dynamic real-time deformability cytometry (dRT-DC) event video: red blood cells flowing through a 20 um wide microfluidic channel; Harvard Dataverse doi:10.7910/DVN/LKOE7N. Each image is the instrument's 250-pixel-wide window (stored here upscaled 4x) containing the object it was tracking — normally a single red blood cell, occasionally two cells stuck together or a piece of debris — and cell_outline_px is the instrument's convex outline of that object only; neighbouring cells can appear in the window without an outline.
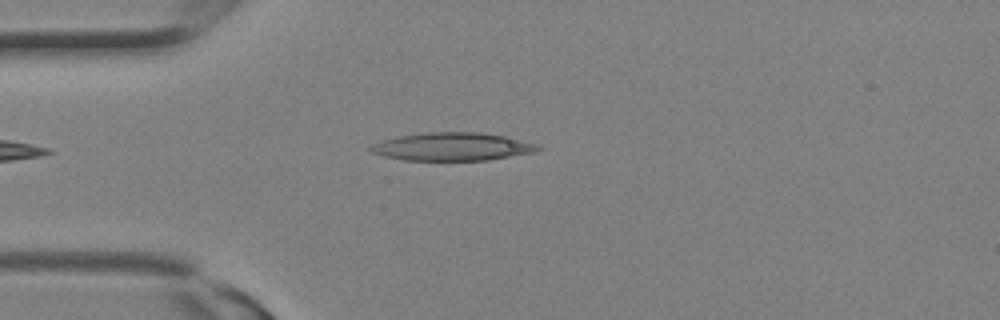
{"species": "Egyptian fruit bat (a non-hibernating species)", "species_latin": "Rousettus aegyptiacus", "temperature_condition": "room temperature", "stored_images_in_passage": 2, "camera_frame_rate_fps": 3000, "um_per_image_px": 0.085, "animal": {"sex": "female"}, "frame": {"image": 1, "passage_image": 1, "time_ms": 0.0, "image_size_px": [1000, 320], "cell_outline_px": [[544, 148], [536, 152], [488, 160], [404, 160], [384, 156], [372, 152], [368, 148], [372, 144], [380, 140], [396, 136], [428, 132], [480, 132], [504, 136], [536, 144]], "centroid_in_image_um": [38.43, 12.46], "position_along_channel_um": 46.6, "area_um2": 27.4}}